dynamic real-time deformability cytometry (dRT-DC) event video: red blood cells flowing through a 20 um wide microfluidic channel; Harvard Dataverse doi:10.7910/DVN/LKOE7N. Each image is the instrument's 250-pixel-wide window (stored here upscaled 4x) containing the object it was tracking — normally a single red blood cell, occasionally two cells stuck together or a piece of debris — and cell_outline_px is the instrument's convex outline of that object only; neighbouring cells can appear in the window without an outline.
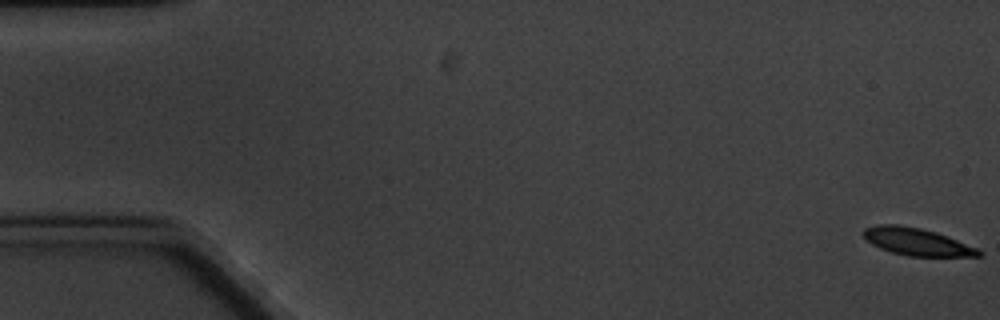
{"species": "common noctule bat (a hibernating species)", "species_latin": "Nyctalus noctula", "temperature_condition": "cold", "stored_images_in_passage": 2, "segment_of_instrument_passage": [2, 2], "camera_frame_rate_fps": 3000, "um_per_image_px": 0.085, "animal": {"sex": "male", "body_mass_g": 20.1, "forearm_length_mm": 53.5}, "frame": {"image": 1, "passage_image": 2, "time_ms": 1.333, "image_size_px": [1000, 320], "cell_outline_px": [[984, 252], [980, 256], [908, 256], [892, 252], [880, 248], [872, 244], [860, 232], [864, 228], [880, 224], [896, 224], [920, 228], [936, 232], [976, 248]], "centroid_in_image_um": [77.89, 20.54], "position_along_channel_um": 7.1, "area_um2": 18.15}}